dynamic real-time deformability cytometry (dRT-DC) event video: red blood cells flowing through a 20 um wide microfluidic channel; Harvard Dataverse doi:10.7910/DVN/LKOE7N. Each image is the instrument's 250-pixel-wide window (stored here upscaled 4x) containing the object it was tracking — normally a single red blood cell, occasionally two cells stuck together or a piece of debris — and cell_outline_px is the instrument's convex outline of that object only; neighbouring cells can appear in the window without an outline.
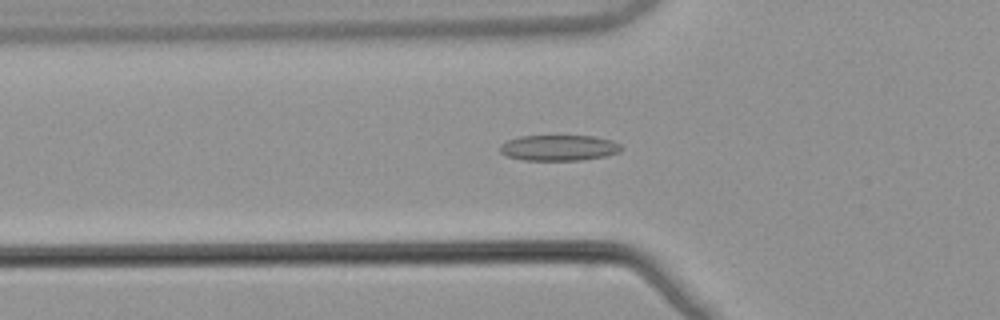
{"species": "common noctule bat (a hibernating species)", "species_latin": "Nyctalus noctula", "temperature_condition": "warm", "stored_images_in_passage": 53, "camera_frame_rate_fps": 3000, "um_per_image_px": 0.085, "animal": {"sex": "male", "body_mass_g": 21.5, "forearm_length_mm": 52.0}, "frame": {"image": 1, "passage_image": 18, "time_ms": 5.667, "image_size_px": [1000, 320], "cell_outline_px": [[624, 148], [620, 152], [604, 156], [584, 160], [524, 160], [508, 156], [500, 152], [500, 144], [508, 140], [520, 136], [592, 136], [612, 140], [620, 144]], "centroid_in_image_um": [47.53, 12.56], "position_along_channel_um": 78.3, "area_um2": 18.21}}
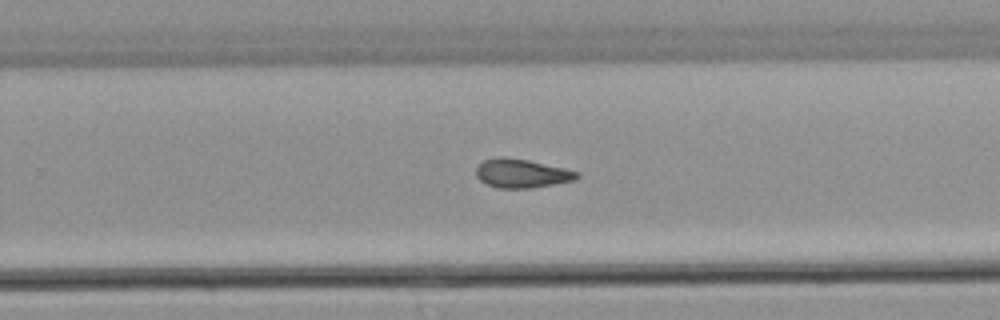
{"frame": {"image": 2, "passage_image": 34, "time_ms": 11.0, "image_size_px": [1000, 320], "cell_outline_px": [[580, 176], [576, 180], [532, 188], [500, 188], [488, 184], [480, 180], [476, 176], [476, 168], [484, 160], [500, 156], [528, 160], [564, 168], [576, 172]], "centroid_in_image_um": [44.34, 14.74], "position_along_channel_um": 285.5, "area_um2": 16.76}}
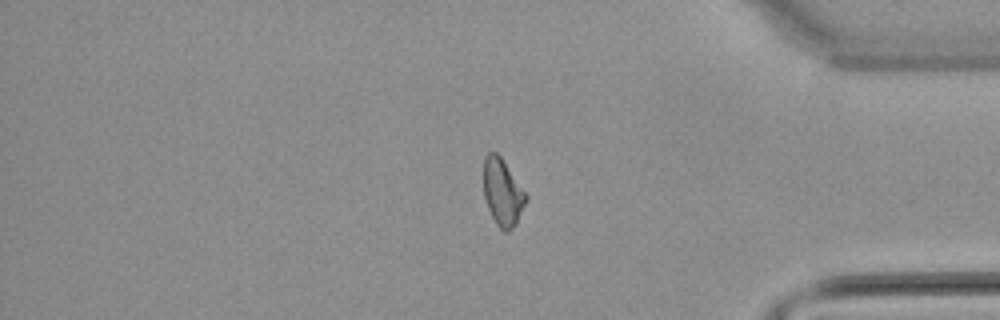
{"frame": {"image": 3, "passage_image": 44, "time_ms": 14.333, "image_size_px": [1000, 320], "cell_outline_px": [[528, 200], [516, 224], [508, 232], [504, 232], [496, 224], [488, 208], [484, 196], [484, 156], [488, 152], [496, 152], [500, 156], [528, 196]], "centroid_in_image_um": [42.73, 16.37], "position_along_channel_um": 392.5, "area_um2": 16.47}, "authors_computed_cell_mechanics": {"area_um2": 17.051, "velocity_mm_per_s": 3.8798, "shape_relaxation_time_tau1_ms": null, "shape_relaxation_time_tau2_ms": 5.3148, "deformation_change_tau1": null, "deformation_change_tau2": 0.1309}}